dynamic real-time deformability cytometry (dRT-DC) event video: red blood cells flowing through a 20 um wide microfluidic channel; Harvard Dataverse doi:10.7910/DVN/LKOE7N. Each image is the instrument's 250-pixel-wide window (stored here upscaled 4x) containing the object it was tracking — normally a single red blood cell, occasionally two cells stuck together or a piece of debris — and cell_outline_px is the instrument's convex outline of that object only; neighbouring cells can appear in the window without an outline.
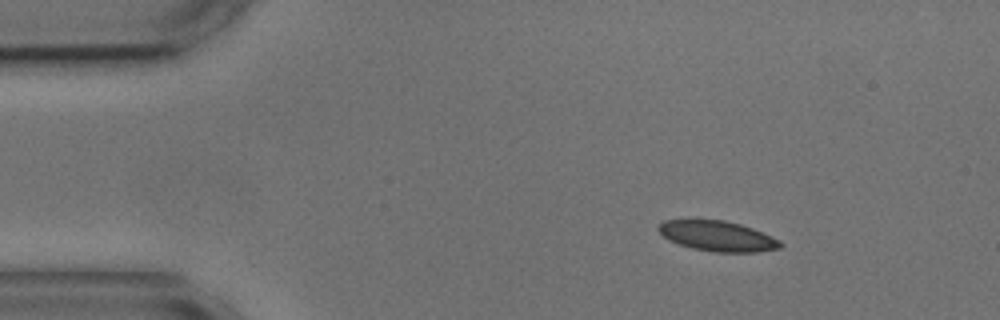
{"species": "common noctule bat (a hibernating species)", "species_latin": "Nyctalus noctula", "temperature_condition": "cold", "stored_images_in_passage": 4, "segment_of_instrument_passage": [1, 2], "camera_frame_rate_fps": 3000, "um_per_image_px": 0.085, "animal": {"sex": "male", "body_mass_g": 17.9, "forearm_length_mm": 54.2}, "frame": {"image": 1, "passage_image": 1, "time_ms": 0.0, "image_size_px": [1000, 320], "cell_outline_px": [[784, 244], [780, 248], [756, 252], [716, 252], [692, 248], [668, 240], [656, 228], [664, 220], [724, 220], [740, 224], [752, 228], [772, 236], [780, 240]], "centroid_in_image_um": [61.01, 20.07], "position_along_channel_um": 24.0, "area_um2": 21.39}}